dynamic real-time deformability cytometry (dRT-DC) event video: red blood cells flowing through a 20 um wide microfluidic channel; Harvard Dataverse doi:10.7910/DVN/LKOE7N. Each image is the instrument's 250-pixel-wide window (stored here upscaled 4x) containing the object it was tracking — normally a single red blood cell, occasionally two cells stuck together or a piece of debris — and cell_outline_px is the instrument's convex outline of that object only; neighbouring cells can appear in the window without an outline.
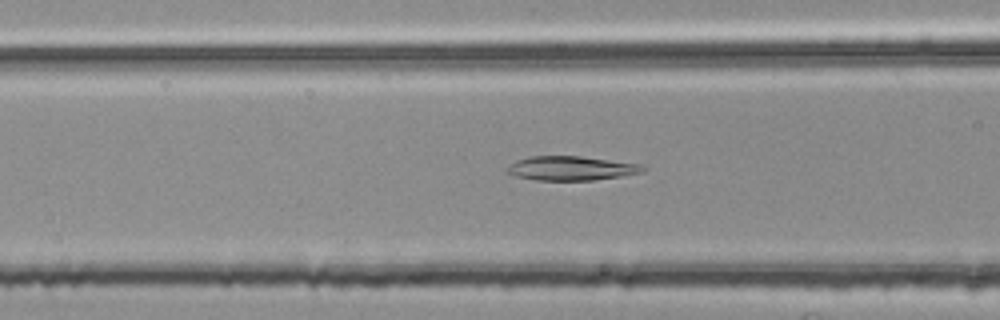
{"species": "common noctule bat (a hibernating species)", "species_latin": "Nyctalus noctula", "temperature_condition": "room temperature", "stored_images_in_passage": 36, "camera_frame_rate_fps": 3000, "um_per_image_px": 0.085, "animal": {"sex": "female", "body_mass_g": 25.1}, "frame": {"image": 1, "passage_image": 6, "time_ms": 1.667, "image_size_px": [1000, 320], "cell_outline_px": [[648, 168], [644, 172], [596, 180], [540, 180], [516, 176], [508, 172], [504, 168], [516, 160], [528, 156], [580, 156], [644, 164]], "centroid_in_image_um": [48.6, 14.29], "position_along_channel_um": 118.0, "area_um2": 19.31}}
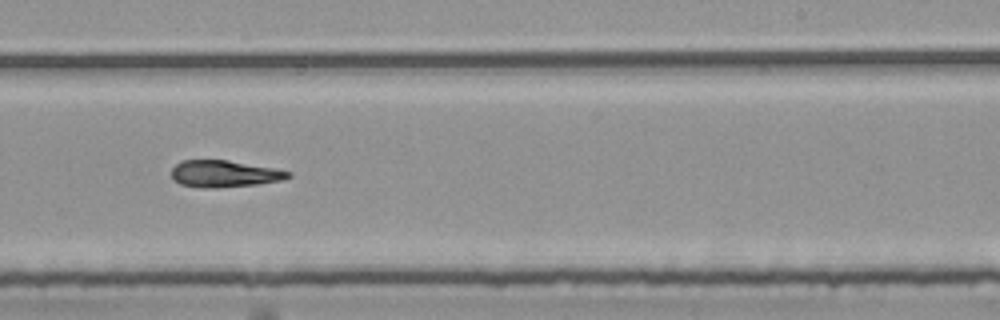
{"frame": {"image": 2, "passage_image": 18, "time_ms": 5.667, "image_size_px": [1000, 320], "cell_outline_px": [[292, 176], [284, 180], [256, 184], [216, 188], [200, 188], [180, 184], [172, 180], [172, 168], [180, 160], [228, 160], [280, 168], [292, 172]], "centroid_in_image_um": [19.11, 14.76], "position_along_channel_um": 269.9, "area_um2": 18.67}}
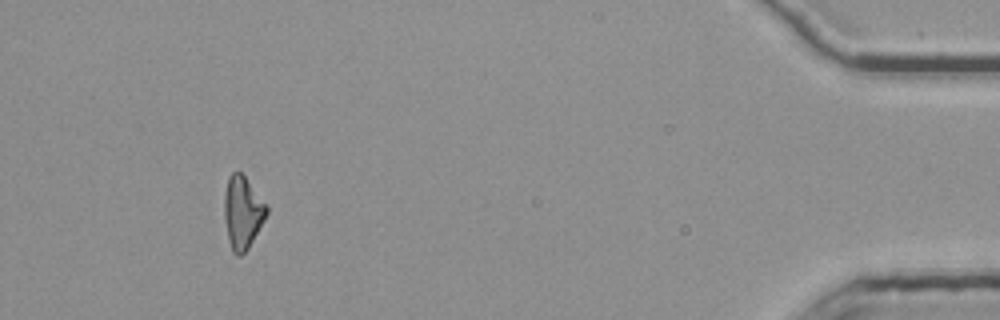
{"frame": {"image": 3, "passage_image": 35, "time_ms": 11.333, "image_size_px": [1000, 320], "cell_outline_px": [[268, 212], [264, 220], [248, 248], [240, 256], [236, 256], [232, 252], [228, 240], [224, 220], [224, 192], [228, 176], [232, 172], [240, 172], [244, 176], [268, 208]], "centroid_in_image_um": [20.58, 18.08], "position_along_channel_um": 414.6, "area_um2": 17.74}}